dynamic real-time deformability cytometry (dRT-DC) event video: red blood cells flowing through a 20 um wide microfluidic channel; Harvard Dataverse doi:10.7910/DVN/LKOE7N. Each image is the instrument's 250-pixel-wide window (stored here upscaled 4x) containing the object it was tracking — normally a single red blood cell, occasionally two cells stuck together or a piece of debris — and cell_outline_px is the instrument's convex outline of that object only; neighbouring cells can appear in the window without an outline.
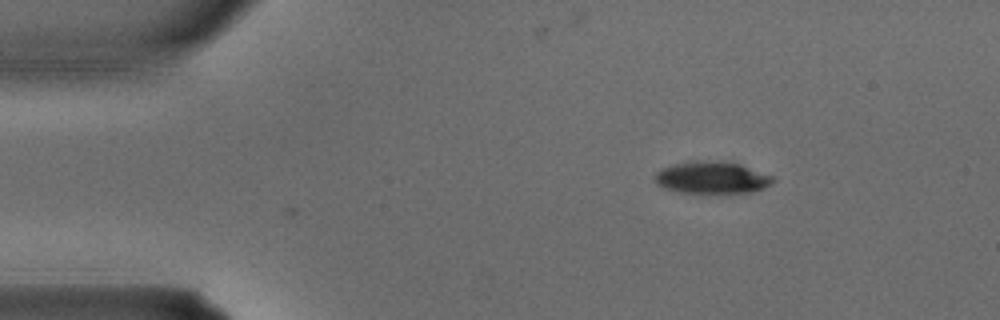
{"species": "common noctule bat (a hibernating species)", "species_latin": "Nyctalus noctula", "temperature_condition": "warm", "stored_images_in_passage": 2, "camera_frame_rate_fps": 3000, "um_per_image_px": 0.085, "animal": {"sex": "male", "body_mass_g": 15.6}, "frame": {"image": 1, "passage_image": 2, "time_ms": 0.333, "image_size_px": [1000, 320], "cell_outline_px": [[776, 180], [764, 188], [752, 192], [680, 192], [664, 188], [656, 184], [656, 172], [660, 168], [676, 164], [740, 164], [772, 176]], "centroid_in_image_um": [60.53, 15.15], "position_along_channel_um": 24.5, "area_um2": 20.63}}